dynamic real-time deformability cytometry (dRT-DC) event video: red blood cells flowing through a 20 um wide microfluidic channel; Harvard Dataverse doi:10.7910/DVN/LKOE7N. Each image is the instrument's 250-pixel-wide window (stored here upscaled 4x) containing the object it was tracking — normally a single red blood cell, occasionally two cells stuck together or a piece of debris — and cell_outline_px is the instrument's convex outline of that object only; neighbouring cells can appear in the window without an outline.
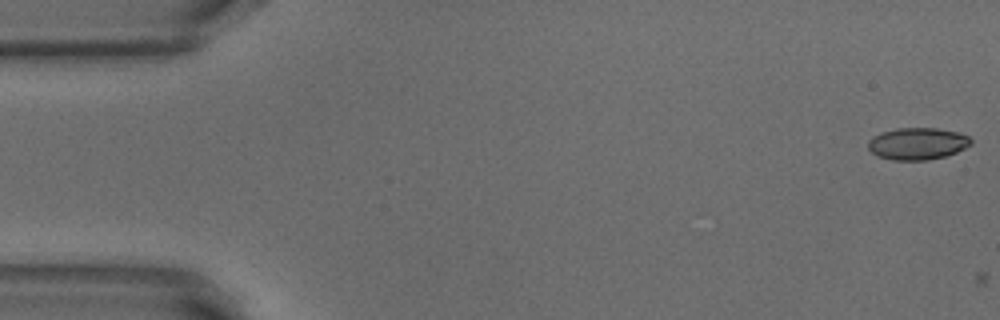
{"species": "common noctule bat (a hibernating species)", "species_latin": "Nyctalus noctula", "temperature_condition": "warm", "stored_images_in_passage": 2, "camera_frame_rate_fps": 3000, "um_per_image_px": 0.085, "animal": {"sex": "male", "body_mass_g": 18.8}, "frame": {"image": 1, "passage_image": 1, "time_ms": 0.0, "image_size_px": [1000, 320], "cell_outline_px": [[972, 144], [956, 152], [944, 156], [928, 160], [892, 160], [880, 156], [872, 152], [868, 148], [868, 140], [872, 136], [896, 128], [936, 128], [960, 132], [968, 136], [972, 140]], "centroid_in_image_um": [78.0, 12.2], "position_along_channel_um": 7.0, "area_um2": 19.13}}